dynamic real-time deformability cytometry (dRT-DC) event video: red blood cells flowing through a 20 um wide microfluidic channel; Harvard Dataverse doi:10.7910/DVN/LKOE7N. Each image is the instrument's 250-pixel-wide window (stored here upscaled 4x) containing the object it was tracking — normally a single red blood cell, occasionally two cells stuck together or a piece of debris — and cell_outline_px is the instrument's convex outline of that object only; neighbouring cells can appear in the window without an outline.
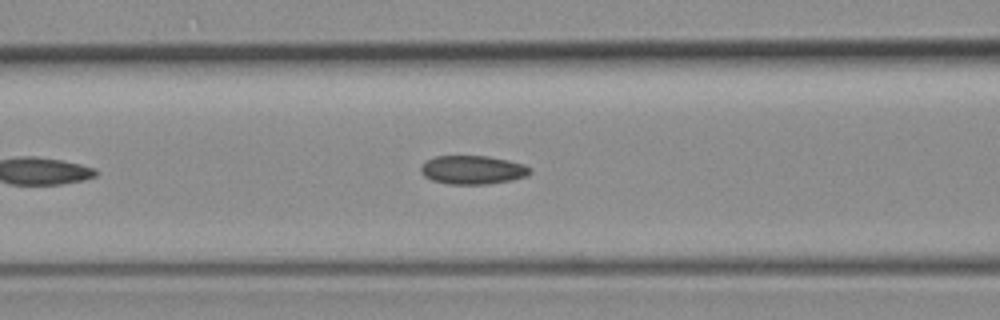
{"species": "common noctule bat (a hibernating species)", "species_latin": "Nyctalus noctula", "temperature_condition": "room temperature", "stored_images_in_passage": 4, "camera_frame_rate_fps": 3000, "um_per_image_px": 0.085, "animal": {"sex": "female", "body_mass_g": 19.3, "forearm_length_mm": 54.1}, "frame": {"image": 1, "passage_image": 4, "time_ms": 3.667, "image_size_px": [1000, 320], "cell_outline_px": [[532, 172], [528, 176], [512, 180], [488, 184], [448, 184], [432, 180], [424, 176], [420, 172], [420, 168], [428, 160], [436, 156], [488, 156], [508, 160], [524, 164], [532, 168]], "centroid_in_image_um": [40.22, 14.44], "position_along_channel_um": 126.4, "area_um2": 18.32}}